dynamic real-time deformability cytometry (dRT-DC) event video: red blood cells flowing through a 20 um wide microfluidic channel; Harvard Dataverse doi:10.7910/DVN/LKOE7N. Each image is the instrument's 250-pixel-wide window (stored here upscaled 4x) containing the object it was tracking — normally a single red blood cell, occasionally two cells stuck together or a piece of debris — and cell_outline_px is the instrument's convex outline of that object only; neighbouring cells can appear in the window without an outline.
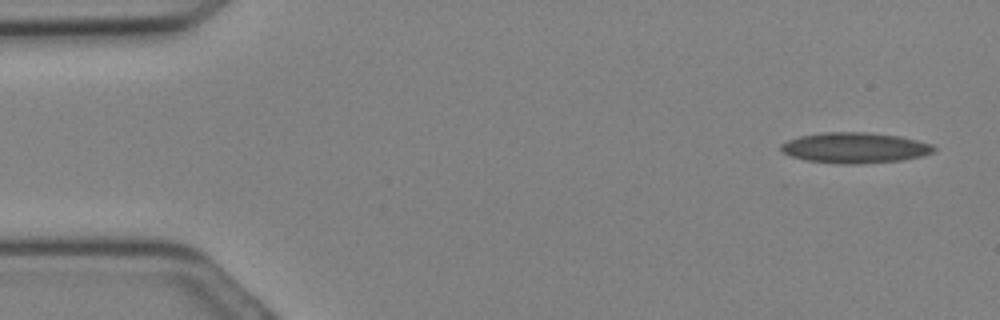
{"species": "Egyptian fruit bat (a non-hibernating species)", "species_latin": "Rousettus aegyptiacus", "temperature_condition": "cold", "stored_images_in_passage": 11, "camera_frame_rate_fps": 3000, "um_per_image_px": 0.085, "animal": {"sex": "female"}, "frame": {"image": 1, "passage_image": 2, "time_ms": 0.333, "image_size_px": [1000, 320], "cell_outline_px": [[936, 152], [920, 156], [900, 160], [864, 164], [840, 164], [804, 160], [792, 156], [784, 152], [780, 148], [780, 144], [788, 140], [800, 136], [820, 132], [868, 132], [900, 136], [932, 144], [936, 148]], "centroid_in_image_um": [72.67, 12.56], "position_along_channel_um": 12.3, "area_um2": 27.4}}
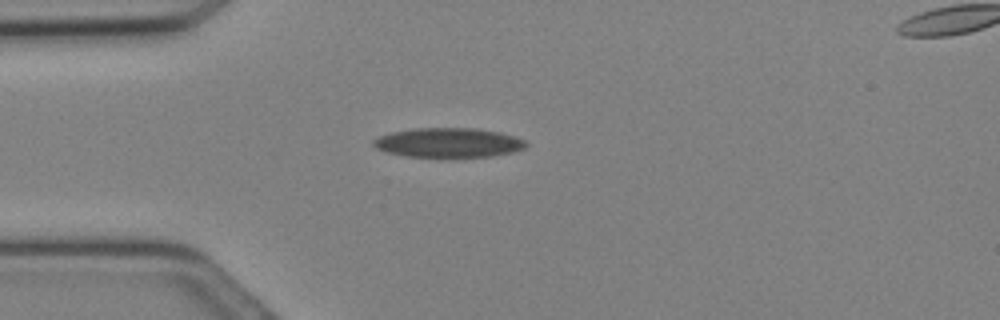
{"frame": {"image": 2, "passage_image": 8, "time_ms": 2.333, "image_size_px": [1000, 320], "cell_outline_px": [[528, 144], [524, 148], [516, 152], [492, 156], [408, 156], [388, 152], [376, 148], [372, 144], [372, 140], [380, 136], [392, 132], [416, 128], [476, 128], [500, 132], [524, 140]], "centroid_in_image_um": [38.14, 12.11], "position_along_channel_um": 46.9, "area_um2": 25.89}}
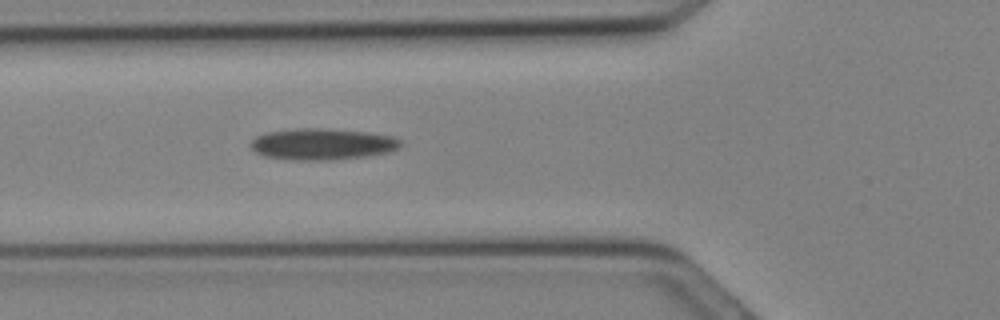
{"frame": {"image": 3, "passage_image": 11, "time_ms": 3.333, "image_size_px": [1000, 320], "cell_outline_px": [[400, 148], [392, 152], [364, 156], [332, 160], [288, 160], [264, 156], [256, 152], [248, 144], [256, 136], [268, 132], [296, 128], [320, 128], [368, 132], [392, 136], [400, 140]], "centroid_in_image_um": [27.38, 12.25], "position_along_channel_um": 98.4, "area_um2": 27.57}}